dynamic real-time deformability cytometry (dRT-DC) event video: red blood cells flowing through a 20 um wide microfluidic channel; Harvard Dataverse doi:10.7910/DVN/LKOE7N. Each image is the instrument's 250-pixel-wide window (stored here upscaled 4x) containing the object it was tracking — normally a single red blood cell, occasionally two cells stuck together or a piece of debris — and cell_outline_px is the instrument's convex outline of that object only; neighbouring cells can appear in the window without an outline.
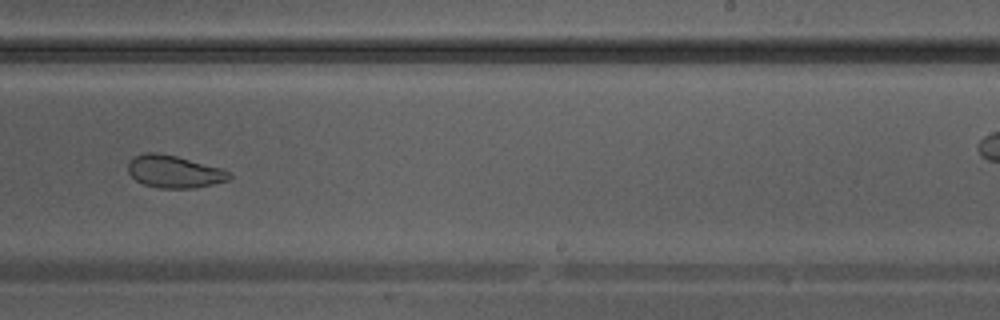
{"species": "Egyptian fruit bat (a non-hibernating species)", "species_latin": "Rousettus aegyptiacus", "temperature_condition": "warm", "stored_images_in_passage": 42, "camera_frame_rate_fps": 3000, "um_per_image_px": 0.085, "animal": {"sex": "male"}, "frame": {"image": 1, "passage_image": 26, "time_ms": 8.333, "image_size_px": [1000, 320], "cell_outline_px": [[232, 176], [228, 180], [196, 188], [160, 188], [144, 184], [136, 180], [128, 172], [128, 164], [132, 156], [148, 152], [156, 152], [176, 156], [224, 168], [232, 172]], "centroid_in_image_um": [14.83, 14.58], "position_along_channel_um": 274.2, "area_um2": 19.31}}